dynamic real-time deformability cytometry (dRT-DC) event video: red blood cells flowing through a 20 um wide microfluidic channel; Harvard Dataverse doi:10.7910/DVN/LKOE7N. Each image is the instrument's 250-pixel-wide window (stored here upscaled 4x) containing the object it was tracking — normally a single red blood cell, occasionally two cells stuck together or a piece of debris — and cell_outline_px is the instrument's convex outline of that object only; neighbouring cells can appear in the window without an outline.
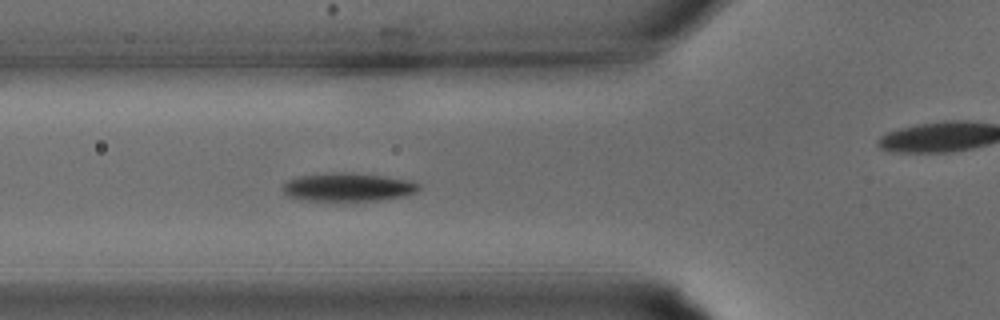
{"species": "common noctule bat (a hibernating species)", "species_latin": "Nyctalus noctula", "temperature_condition": "warm", "stored_images_in_passage": 34, "camera_frame_rate_fps": 3000, "um_per_image_px": 0.085, "animal": {"sex": "male", "body_mass_g": 15.6}, "frame": {"image": 1, "passage_image": 11, "time_ms": 3.333, "image_size_px": [1000, 320], "cell_outline_px": [[420, 188], [416, 192], [404, 196], [380, 200], [304, 200], [288, 196], [280, 188], [288, 180], [300, 176], [332, 172], [352, 172], [416, 180], [420, 184]], "centroid_in_image_um": [29.63, 15.89], "position_along_channel_um": 96.2, "area_um2": 22.66}}
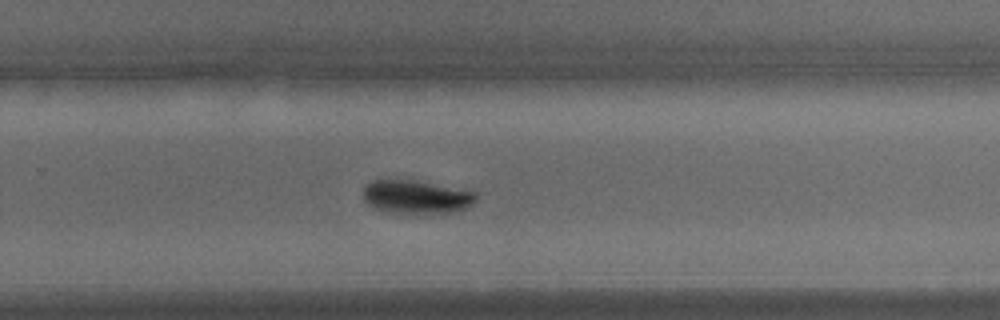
{"frame": {"image": 2, "passage_image": 21, "time_ms": 6.667, "image_size_px": [1000, 320], "cell_outline_px": [[476, 200], [472, 204], [456, 212], [416, 216], [392, 212], [376, 208], [368, 204], [364, 200], [364, 184], [372, 180], [416, 180], [476, 192]], "centroid_in_image_um": [35.39, 16.77], "position_along_channel_um": 294.4, "area_um2": 22.48}}
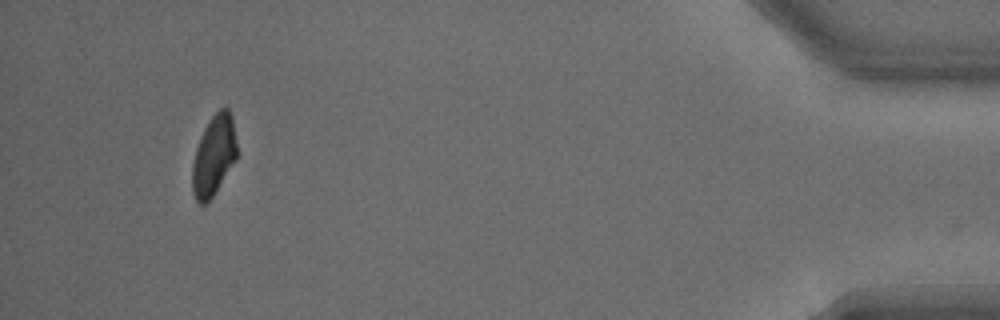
{"frame": {"image": 3, "passage_image": 34, "time_ms": 11.0, "image_size_px": [1000, 320], "cell_outline_px": [[236, 160], [212, 196], [204, 204], [200, 204], [196, 200], [192, 192], [192, 164], [196, 148], [200, 136], [204, 128], [212, 116], [220, 108], [228, 108], [232, 116], [236, 144]], "centroid_in_image_um": [18.16, 13.21], "position_along_channel_um": 417.0, "area_um2": 20.63}}